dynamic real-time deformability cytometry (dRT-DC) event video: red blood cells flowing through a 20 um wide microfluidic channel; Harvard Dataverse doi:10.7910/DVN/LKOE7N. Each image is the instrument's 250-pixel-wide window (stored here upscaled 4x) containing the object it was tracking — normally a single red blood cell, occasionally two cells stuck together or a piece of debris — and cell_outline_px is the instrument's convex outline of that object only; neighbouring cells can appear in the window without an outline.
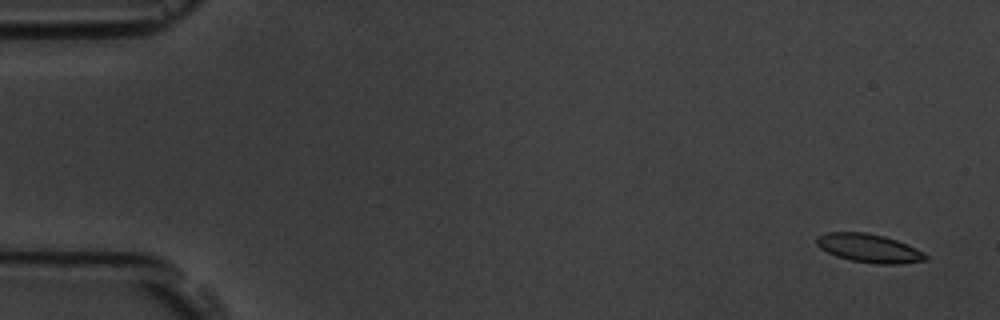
{"species": "common noctule bat (a hibernating species)", "species_latin": "Nyctalus noctula", "temperature_condition": "room temperature", "stored_images_in_passage": 55, "camera_frame_rate_fps": 3000, "um_per_image_px": 0.085, "animal": {"sex": "male", "body_mass_g": 19.5, "forearm_length_mm": 54.6}, "frame": {"image": 1, "passage_image": 3, "time_ms": 0.667, "image_size_px": [1000, 320], "cell_outline_px": [[928, 256], [924, 260], [900, 264], [880, 264], [852, 260], [836, 256], [820, 248], [816, 244], [816, 236], [828, 232], [864, 232], [884, 236], [896, 240], [916, 248], [924, 252]], "centroid_in_image_um": [73.85, 21.09], "position_along_channel_um": 11.2, "area_um2": 17.98}}
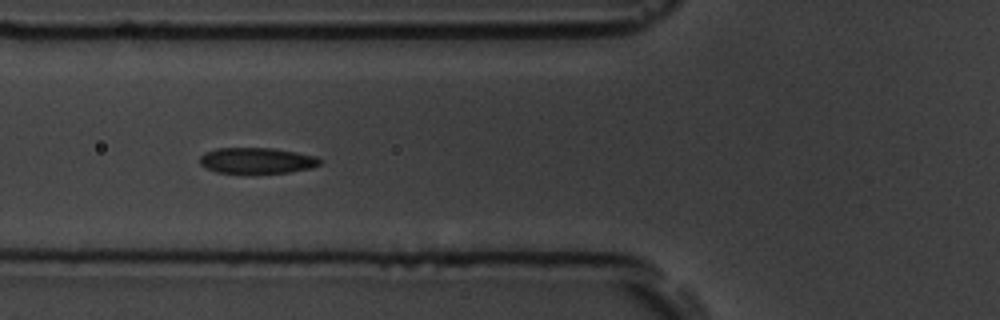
{"frame": {"image": 2, "passage_image": 21, "time_ms": 6.667, "image_size_px": [1000, 320], "cell_outline_px": [[324, 160], [320, 164], [312, 168], [288, 172], [216, 172], [200, 164], [200, 156], [204, 152], [216, 148], [272, 148], [296, 152], [316, 156]], "centroid_in_image_um": [21.86, 13.63], "position_along_channel_um": 103.9, "area_um2": 17.92}}
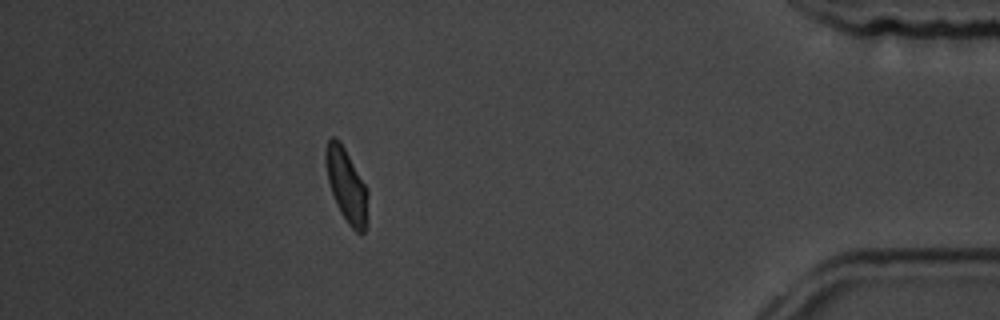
{"frame": {"image": 3, "passage_image": 49, "time_ms": 16.0, "image_size_px": [1000, 320], "cell_outline_px": [[368, 220], [364, 232], [356, 232], [348, 224], [340, 212], [336, 204], [328, 180], [324, 160], [324, 152], [328, 140], [332, 136], [336, 136], [340, 140], [368, 188]], "centroid_in_image_um": [29.46, 15.74], "position_along_channel_um": 405.7, "area_um2": 18.44}, "authors_computed_cell_mechanics": {"area_um2": 18.4382, "velocity_mm_per_s": 3.7618, "shape_relaxation_time_tau1_ms": 4.7585, "shape_relaxation_time_tau2_ms": 2.4131, "deformation_change_tau1": 0.1435, "deformation_change_tau2": 0.0719}}